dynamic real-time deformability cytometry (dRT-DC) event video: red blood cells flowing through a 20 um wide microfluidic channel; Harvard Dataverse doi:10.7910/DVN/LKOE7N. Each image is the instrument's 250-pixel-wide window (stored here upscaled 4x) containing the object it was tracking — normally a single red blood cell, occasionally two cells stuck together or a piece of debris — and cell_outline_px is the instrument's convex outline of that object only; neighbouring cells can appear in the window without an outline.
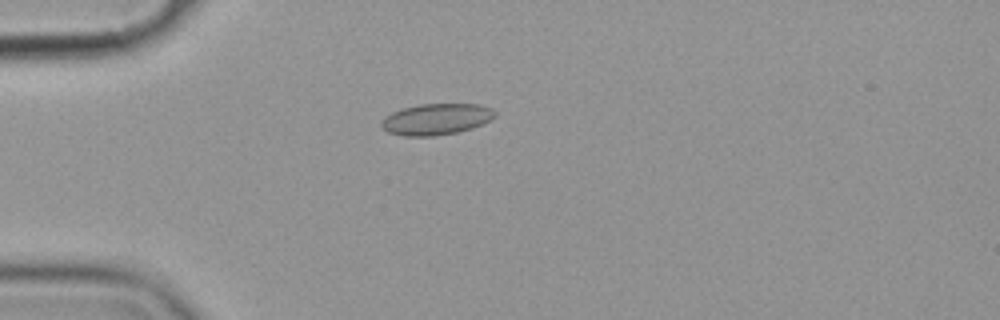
{"species": "common noctule bat (a hibernating species)", "species_latin": "Nyctalus noctula", "temperature_condition": "cold", "stored_images_in_passage": 6, "camera_frame_rate_fps": 3000, "um_per_image_px": 0.085, "animal": {"sex": "female", "body_mass_g": 19.9}, "frame": {"image": 1, "passage_image": 2, "time_ms": 1.0, "image_size_px": [1000, 320], "cell_outline_px": [[496, 116], [492, 120], [472, 128], [456, 132], [432, 136], [404, 136], [388, 132], [380, 128], [380, 120], [384, 116], [392, 112], [404, 108], [420, 104], [480, 104], [492, 108], [496, 112]], "centroid_in_image_um": [37.07, 10.13], "position_along_channel_um": 47.9, "area_um2": 20.87}}
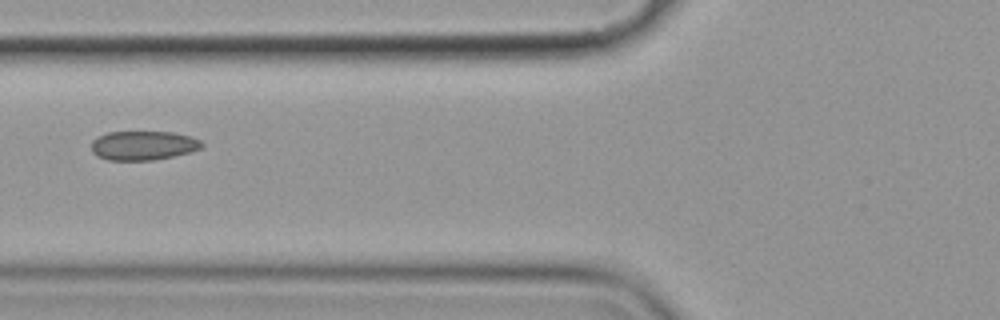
{"frame": {"image": 2, "passage_image": 4, "time_ms": 3.333, "image_size_px": [1000, 320], "cell_outline_px": [[204, 144], [200, 148], [192, 152], [152, 160], [108, 160], [96, 156], [92, 152], [92, 140], [108, 132], [172, 132], [188, 136], [200, 140]], "centroid_in_image_um": [12.16, 12.37], "position_along_channel_um": 113.6, "area_um2": 18.67}}